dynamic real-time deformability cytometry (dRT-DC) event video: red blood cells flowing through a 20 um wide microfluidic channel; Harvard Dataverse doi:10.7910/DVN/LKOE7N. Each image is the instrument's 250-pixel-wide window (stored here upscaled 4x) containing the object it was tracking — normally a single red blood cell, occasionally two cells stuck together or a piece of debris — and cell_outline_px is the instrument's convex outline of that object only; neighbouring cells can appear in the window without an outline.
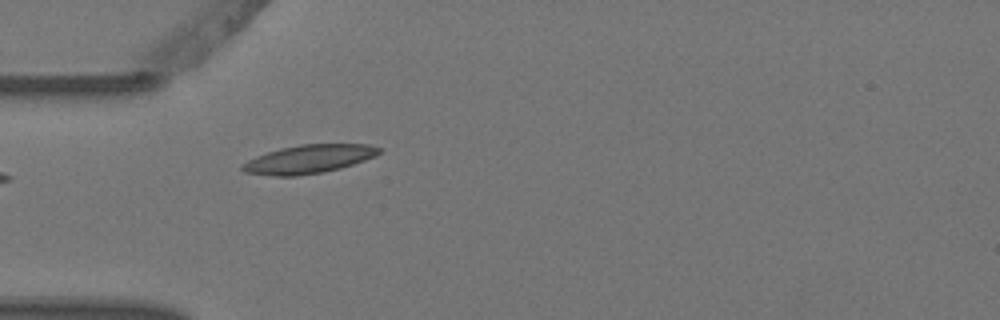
{"species": "Egyptian fruit bat (a non-hibernating species)", "species_latin": "Rousettus aegyptiacus", "temperature_condition": "warm", "stored_images_in_passage": 5, "camera_frame_rate_fps": 3000, "um_per_image_px": 0.085, "animal": {"sex": "female"}, "frame": {"image": 1, "passage_image": 5, "time_ms": 1.333, "image_size_px": [1000, 320], "cell_outline_px": [[380, 152], [376, 156], [340, 168], [324, 172], [296, 176], [276, 176], [244, 172], [240, 168], [240, 164], [256, 156], [280, 148], [300, 144], [368, 144], [380, 148]], "centroid_in_image_um": [26.22, 13.52], "position_along_channel_um": 58.8, "area_um2": 22.66}}